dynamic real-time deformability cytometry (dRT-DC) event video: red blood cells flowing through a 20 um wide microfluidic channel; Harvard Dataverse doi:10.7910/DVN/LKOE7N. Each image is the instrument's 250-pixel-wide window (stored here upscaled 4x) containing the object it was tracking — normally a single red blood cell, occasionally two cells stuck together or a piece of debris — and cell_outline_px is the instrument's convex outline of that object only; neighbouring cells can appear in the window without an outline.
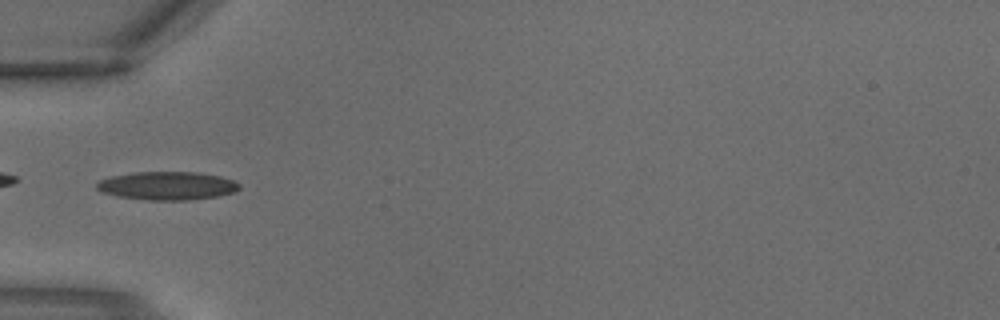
{"species": "common noctule bat (a hibernating species)", "species_latin": "Nyctalus noctula", "temperature_condition": "warm", "stored_images_in_passage": 3, "camera_frame_rate_fps": 3000, "um_per_image_px": 0.085, "animal": {"sex": "male", "body_mass_g": 18.8}, "frame": {"image": 1, "passage_image": 3, "time_ms": 0.667, "image_size_px": [1000, 320], "cell_outline_px": [[240, 188], [232, 192], [216, 196], [188, 200], [148, 200], [116, 196], [100, 192], [96, 188], [96, 184], [100, 180], [112, 176], [136, 172], [196, 172], [220, 176], [232, 180], [240, 184]], "centroid_in_image_um": [14.18, 15.79], "position_along_channel_um": 70.8, "area_um2": 23.41}}